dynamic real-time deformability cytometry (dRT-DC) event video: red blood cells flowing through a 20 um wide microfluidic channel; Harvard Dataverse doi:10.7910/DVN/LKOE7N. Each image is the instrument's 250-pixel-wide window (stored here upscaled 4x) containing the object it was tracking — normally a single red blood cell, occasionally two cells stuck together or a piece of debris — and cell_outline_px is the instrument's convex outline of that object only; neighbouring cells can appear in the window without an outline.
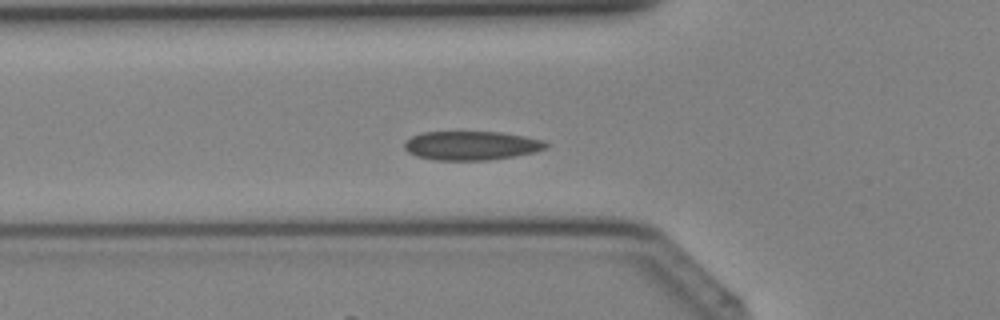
{"species": "Egyptian fruit bat (a non-hibernating species)", "species_latin": "Rousettus aegyptiacus", "temperature_condition": "cold", "stored_images_in_passage": 39, "camera_frame_rate_fps": 3000, "um_per_image_px": 0.085, "animal": {"sex": "female"}, "frame": {"image": 1, "passage_image": 13, "time_ms": 4.0, "image_size_px": [1000, 320], "cell_outline_px": [[548, 148], [532, 152], [512, 156], [488, 160], [436, 160], [416, 156], [408, 152], [404, 148], [404, 140], [420, 132], [500, 132], [524, 136], [544, 140], [548, 144]], "centroid_in_image_um": [40.03, 12.37], "position_along_channel_um": 85.8, "area_um2": 23.87}}
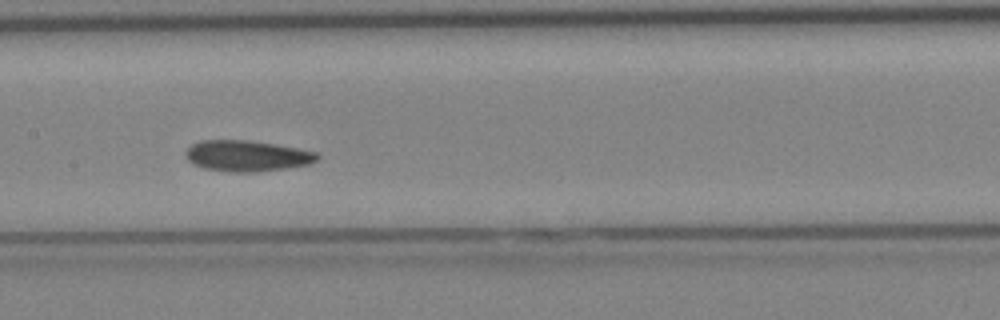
{"frame": {"image": 2, "passage_image": 19, "time_ms": 6.0, "image_size_px": [1000, 320], "cell_outline_px": [[320, 156], [312, 164], [256, 172], [232, 172], [204, 168], [192, 164], [188, 160], [184, 152], [192, 144], [200, 140], [248, 140], [296, 148], [316, 152]], "centroid_in_image_um": [20.96, 13.25], "position_along_channel_um": 186.4, "area_um2": 23.64}}
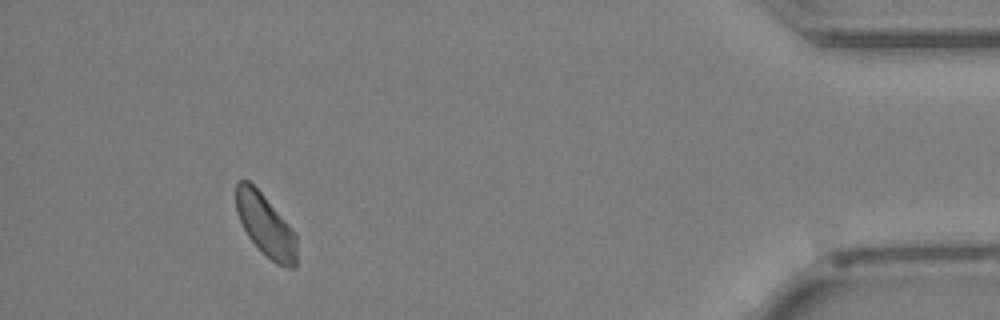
{"frame": {"image": 3, "passage_image": 36, "time_ms": 11.667, "image_size_px": [1000, 320], "cell_outline_px": [[296, 268], [288, 268], [276, 264], [248, 236], [240, 220], [236, 208], [236, 184], [240, 180], [248, 180], [264, 196], [288, 224], [296, 236]], "centroid_in_image_um": [22.58, 19.15], "position_along_channel_um": 412.6, "area_um2": 21.39}}